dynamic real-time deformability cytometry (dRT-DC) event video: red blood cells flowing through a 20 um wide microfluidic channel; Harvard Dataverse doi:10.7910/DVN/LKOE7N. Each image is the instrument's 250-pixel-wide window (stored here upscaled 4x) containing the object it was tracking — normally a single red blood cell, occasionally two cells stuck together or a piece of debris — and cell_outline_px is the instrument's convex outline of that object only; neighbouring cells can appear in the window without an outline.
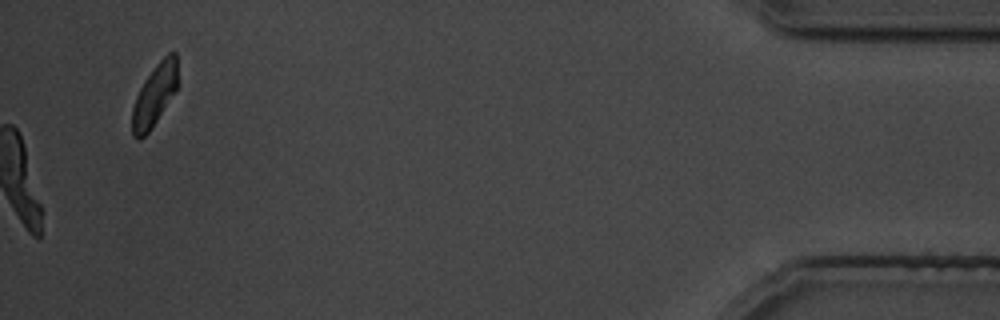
{"species": "common noctule bat (a hibernating species)", "species_latin": "Nyctalus noctula", "temperature_condition": "cold", "stored_images_in_passage": 41, "camera_frame_rate_fps": 3000, "um_per_image_px": 0.085, "animal": {"sex": "male", "body_mass_g": 19.5, "forearm_length_mm": 54.6}, "frame": {"image": 1, "passage_image": 41, "time_ms": 45.333, "image_size_px": [1000, 320], "cell_outline_px": [[176, 88], [156, 120], [148, 132], [140, 140], [136, 140], [132, 136], [132, 108], [136, 96], [144, 80], [156, 64], [168, 52], [176, 52]], "centroid_in_image_um": [13.08, 8.1], "position_along_channel_um": 422.1, "area_um2": 15.9}}